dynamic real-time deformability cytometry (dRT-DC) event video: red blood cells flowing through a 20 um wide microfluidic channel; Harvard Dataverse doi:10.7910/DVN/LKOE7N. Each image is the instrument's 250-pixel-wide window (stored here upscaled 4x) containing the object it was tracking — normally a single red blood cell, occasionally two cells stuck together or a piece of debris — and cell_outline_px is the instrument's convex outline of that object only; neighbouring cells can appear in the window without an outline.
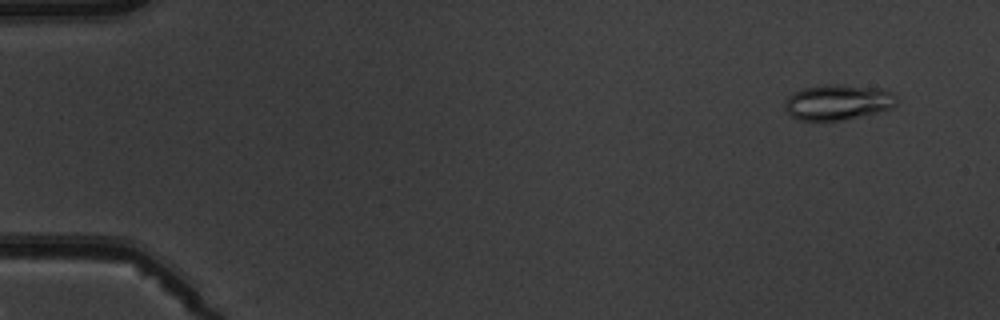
{"species": "common noctule bat (a hibernating species)", "species_latin": "Nyctalus noctula", "temperature_condition": "warm", "stored_images_in_passage": 8, "camera_frame_rate_fps": 3000, "um_per_image_px": 0.085, "animal": {"sex": "male", "body_mass_g": 19.5, "forearm_length_mm": 54.6}, "frame": {"image": 1, "passage_image": 1, "time_ms": 0.0, "image_size_px": [1000, 320], "cell_outline_px": [[896, 104], [892, 108], [844, 120], [800, 120], [792, 116], [784, 108], [784, 104], [788, 96], [792, 92], [804, 88], [832, 84], [840, 84], [884, 88], [892, 92], [896, 96]], "centroid_in_image_um": [71.23, 8.67], "position_along_channel_um": 13.8, "area_um2": 23.12}}
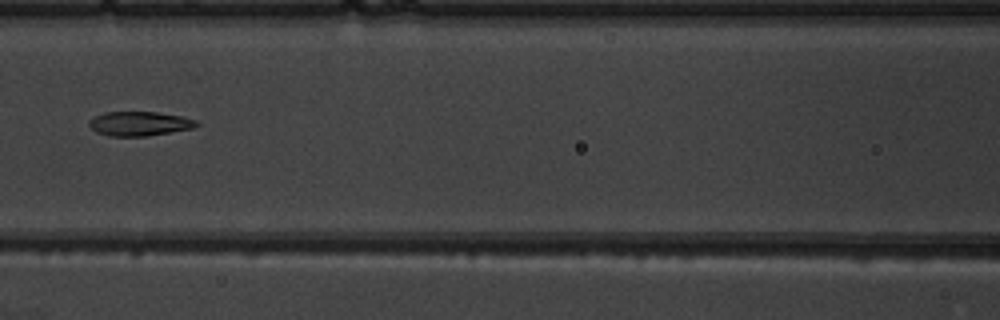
{"frame": {"image": 2, "passage_image": 7, "time_ms": 7.0, "image_size_px": [1000, 320], "cell_outline_px": [[200, 124], [192, 128], [148, 136], [112, 136], [96, 132], [88, 124], [88, 120], [104, 112], [156, 112], [180, 116], [196, 120]], "centroid_in_image_um": [11.84, 10.51], "position_along_channel_um": 154.8, "area_um2": 15.09}}
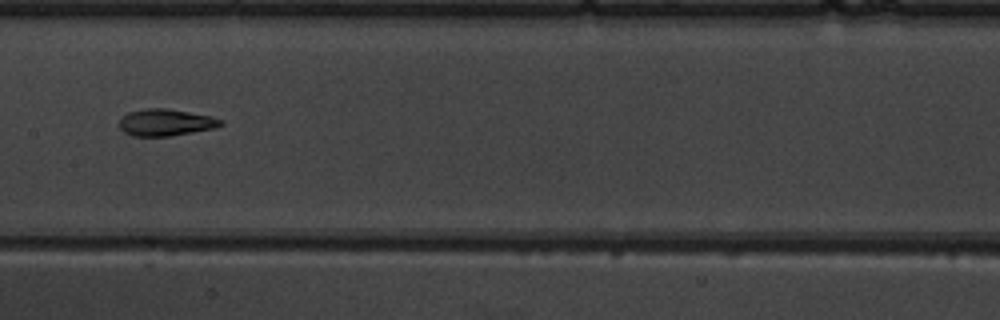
{"frame": {"image": 3, "passage_image": 8, "time_ms": 8.0, "image_size_px": [1000, 320], "cell_outline_px": [[224, 124], [216, 128], [168, 136], [132, 136], [124, 132], [120, 128], [120, 120], [128, 112], [148, 108], [164, 108], [212, 116], [224, 120]], "centroid_in_image_um": [14.12, 10.41], "position_along_channel_um": 193.3, "area_um2": 15.78}}